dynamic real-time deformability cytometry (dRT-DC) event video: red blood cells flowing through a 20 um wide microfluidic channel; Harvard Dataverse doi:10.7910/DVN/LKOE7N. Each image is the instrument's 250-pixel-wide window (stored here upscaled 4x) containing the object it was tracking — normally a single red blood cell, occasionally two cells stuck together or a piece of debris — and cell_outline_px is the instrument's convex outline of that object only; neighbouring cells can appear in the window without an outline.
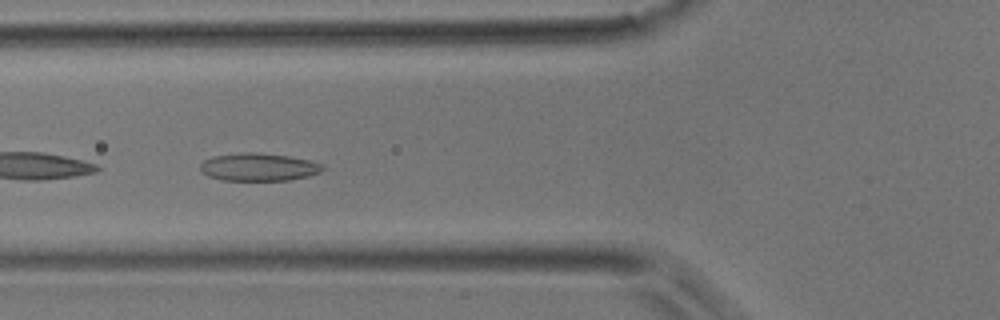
{"species": "common noctule bat (a hibernating species)", "species_latin": "Nyctalus noctula", "temperature_condition": "room temperature", "stored_images_in_passage": 40, "camera_frame_rate_fps": 3000, "um_per_image_px": 0.085, "animal": {"sex": "male", "body_mass_g": 17.9}, "frame": {"image": 1, "passage_image": 12, "time_ms": 3.667, "image_size_px": [1000, 320], "cell_outline_px": [[324, 168], [320, 172], [308, 176], [288, 180], [220, 180], [208, 176], [200, 168], [200, 164], [204, 160], [212, 156], [244, 152], [256, 152], [288, 156], [312, 160], [324, 164]], "centroid_in_image_um": [22.0, 14.19], "position_along_channel_um": 103.8, "area_um2": 19.88}}
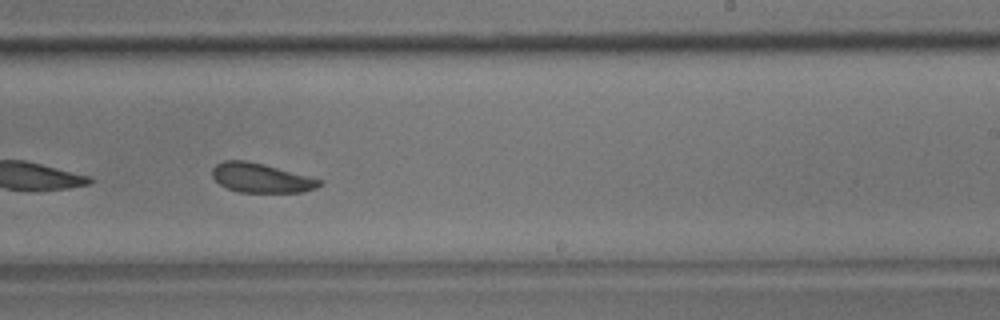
{"frame": {"image": 2, "passage_image": 23, "time_ms": 7.333, "image_size_px": [1000, 320], "cell_outline_px": [[324, 184], [316, 188], [304, 192], [240, 192], [228, 188], [220, 184], [212, 176], [212, 168], [216, 164], [224, 160], [248, 160], [264, 164], [324, 180]], "centroid_in_image_um": [22.22, 15.12], "position_along_channel_um": 266.8, "area_um2": 18.44}}
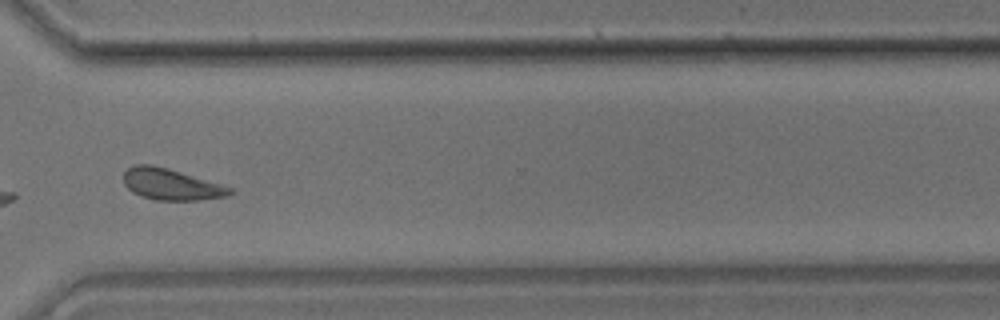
{"frame": {"image": 3, "passage_image": 29, "time_ms": 9.333, "image_size_px": [1000, 320], "cell_outline_px": [[232, 192], [228, 196], [200, 200], [156, 200], [140, 196], [132, 192], [124, 184], [124, 172], [128, 168], [136, 164], [148, 164], [180, 172], [232, 188]], "centroid_in_image_um": [14.5, 15.69], "position_along_channel_um": 356.1, "area_um2": 19.02}}